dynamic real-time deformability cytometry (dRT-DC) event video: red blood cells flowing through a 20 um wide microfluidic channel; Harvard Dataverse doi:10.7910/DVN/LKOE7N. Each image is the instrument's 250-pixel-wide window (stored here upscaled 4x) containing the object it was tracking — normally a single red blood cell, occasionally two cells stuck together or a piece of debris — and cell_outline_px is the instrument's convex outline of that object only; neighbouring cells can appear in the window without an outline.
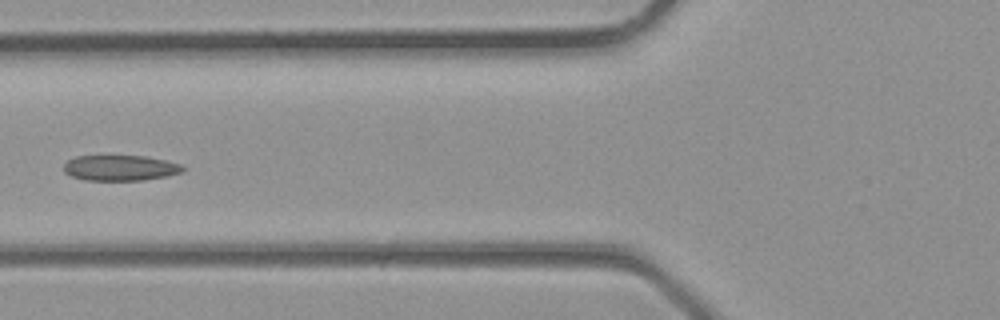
{"species": "common noctule bat (a hibernating species)", "species_latin": "Nyctalus noctula", "temperature_condition": "room temperature", "stored_images_in_passage": 5, "camera_frame_rate_fps": 3000, "um_per_image_px": 0.085, "animal": {"sex": "male", "body_mass_g": 23.1, "forearm_length_mm": 52.7}, "frame": {"image": 1, "passage_image": 5, "time_ms": 1.333, "image_size_px": [1000, 320], "cell_outline_px": [[184, 172], [144, 180], [84, 180], [72, 176], [64, 172], [64, 164], [68, 160], [76, 156], [148, 156], [180, 164], [184, 168]], "centroid_in_image_um": [10.21, 14.27], "position_along_channel_um": 115.6, "area_um2": 17.63}}